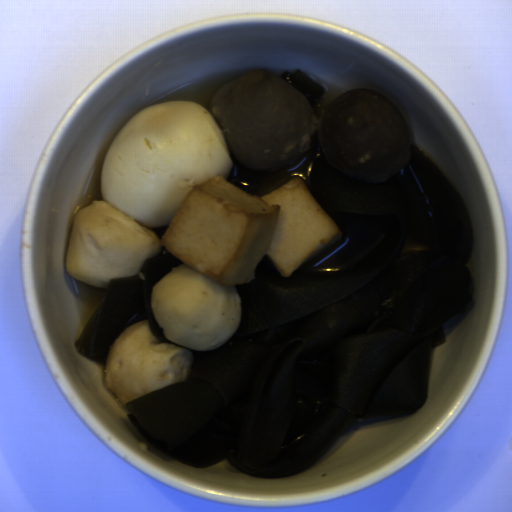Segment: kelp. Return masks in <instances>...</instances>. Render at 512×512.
Wrapping results in <instances>:
<instances>
[{
  "label": "kelp",
  "mask_w": 512,
  "mask_h": 512,
  "mask_svg": "<svg viewBox=\"0 0 512 512\" xmlns=\"http://www.w3.org/2000/svg\"><path fill=\"white\" fill-rule=\"evenodd\" d=\"M386 180L312 162L307 188L339 239L293 275L264 256L238 285L236 331L195 350L188 380L129 401L154 450L187 467L221 457L257 479L306 470L363 420L415 414L431 352L473 300L464 199L410 146Z\"/></svg>",
  "instance_id": "99668d17"
},
{
  "label": "kelp",
  "mask_w": 512,
  "mask_h": 512,
  "mask_svg": "<svg viewBox=\"0 0 512 512\" xmlns=\"http://www.w3.org/2000/svg\"><path fill=\"white\" fill-rule=\"evenodd\" d=\"M279 77L296 90L312 110L319 99L325 95V89L301 69L295 68L293 71L283 72Z\"/></svg>",
  "instance_id": "604fcf36"
},
{
  "label": "kelp",
  "mask_w": 512,
  "mask_h": 512,
  "mask_svg": "<svg viewBox=\"0 0 512 512\" xmlns=\"http://www.w3.org/2000/svg\"><path fill=\"white\" fill-rule=\"evenodd\" d=\"M181 263L162 250L146 262L135 276L119 278L112 294L75 339L80 356L106 364L114 340L136 321L142 320L147 321L156 339L169 342L153 310L151 296L155 286Z\"/></svg>",
  "instance_id": "cf089659"
}]
</instances>
